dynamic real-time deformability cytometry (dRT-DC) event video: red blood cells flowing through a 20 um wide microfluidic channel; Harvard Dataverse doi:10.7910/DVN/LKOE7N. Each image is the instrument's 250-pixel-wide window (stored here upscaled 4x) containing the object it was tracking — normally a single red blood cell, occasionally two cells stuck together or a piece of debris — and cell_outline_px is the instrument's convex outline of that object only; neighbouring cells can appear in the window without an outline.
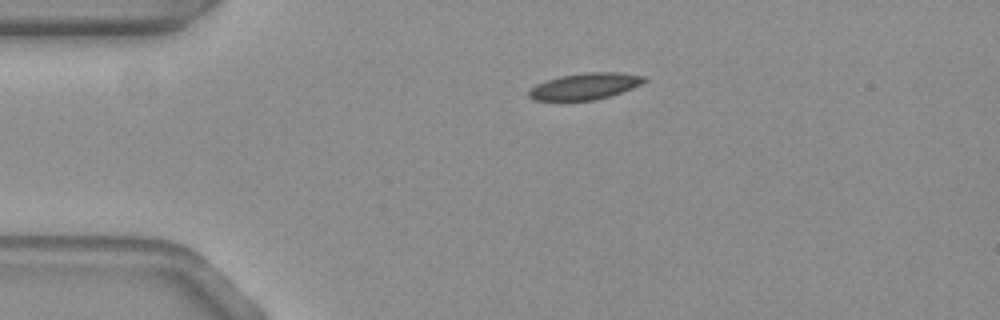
{"species": "common noctule bat (a hibernating species)", "species_latin": "Nyctalus noctula", "temperature_condition": "warm", "stored_images_in_passage": 45, "camera_frame_rate_fps": 3000, "um_per_image_px": 0.085, "animal": {"sex": "female", "body_mass_g": 19.3, "forearm_length_mm": 54.1}, "frame": {"image": 1, "passage_image": 1, "time_ms": 0.0, "image_size_px": [1000, 320], "cell_outline_px": [[648, 80], [632, 88], [596, 100], [536, 100], [528, 96], [528, 92], [536, 84], [560, 76], [588, 72], [620, 72], [644, 76]], "centroid_in_image_um": [49.74, 7.32], "position_along_channel_um": 35.3, "area_um2": 17.51}}
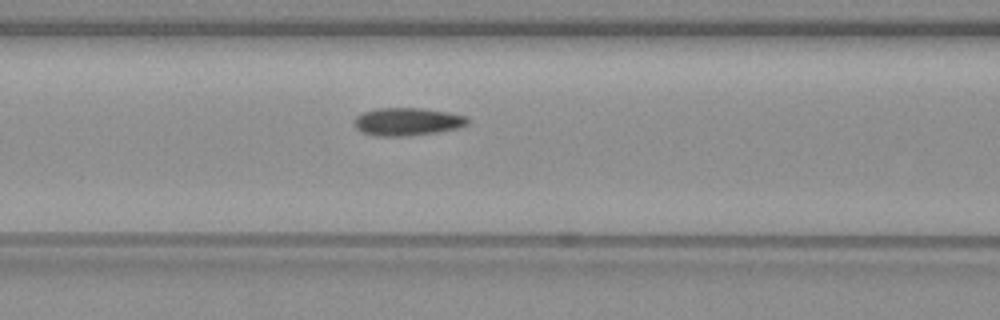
{"frame": {"image": 2, "passage_image": 12, "time_ms": 3.667, "image_size_px": [1000, 320], "cell_outline_px": [[468, 124], [460, 128], [436, 132], [404, 136], [376, 136], [364, 132], [356, 128], [352, 120], [356, 116], [364, 112], [376, 108], [420, 108], [448, 112], [468, 116]], "centroid_in_image_um": [34.63, 10.33], "position_along_channel_um": 132.0, "area_um2": 18.44}}
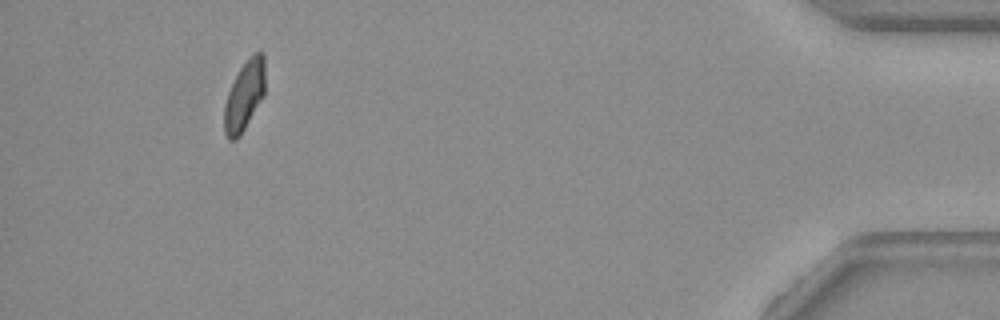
{"frame": {"image": 3, "passage_image": 41, "time_ms": 13.333, "image_size_px": [1000, 320], "cell_outline_px": [[264, 96], [240, 136], [236, 140], [228, 140], [224, 132], [224, 104], [228, 92], [240, 68], [256, 52], [260, 52], [264, 56]], "centroid_in_image_um": [20.76, 8.2], "position_along_channel_um": 414.4, "area_um2": 16.36}, "authors_computed_cell_mechanics": {"area_um2": 17.6868, "velocity_mm_per_s": 3.6557, "shape_relaxation_time_tau1_ms": null, "shape_relaxation_time_tau2_ms": 1.2017, "deformation_change_tau1": null, "deformation_change_tau2": 0.0497}}